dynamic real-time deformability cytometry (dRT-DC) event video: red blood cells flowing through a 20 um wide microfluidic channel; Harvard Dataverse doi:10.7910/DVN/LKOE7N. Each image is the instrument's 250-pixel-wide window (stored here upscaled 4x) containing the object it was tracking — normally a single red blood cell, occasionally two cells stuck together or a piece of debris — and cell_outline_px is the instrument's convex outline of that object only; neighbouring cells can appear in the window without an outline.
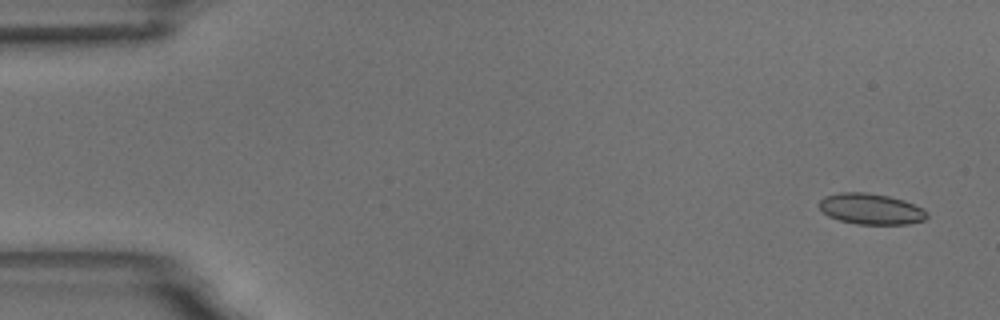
{"species": "common noctule bat (a hibernating species)", "species_latin": "Nyctalus noctula", "temperature_condition": "room temperature", "stored_images_in_passage": 58, "camera_frame_rate_fps": 3000, "um_per_image_px": 0.085, "animal": {"sex": "male", "body_mass_g": 18.8}, "frame": {"image": 1, "passage_image": 3, "time_ms": 0.667, "image_size_px": [1000, 320], "cell_outline_px": [[928, 216], [924, 220], [908, 224], [856, 224], [840, 220], [828, 216], [820, 208], [820, 200], [824, 196], [840, 192], [868, 192], [888, 196], [904, 200], [924, 208], [928, 212]], "centroid_in_image_um": [74.06, 17.75], "position_along_channel_um": 10.9, "area_um2": 19.48}}
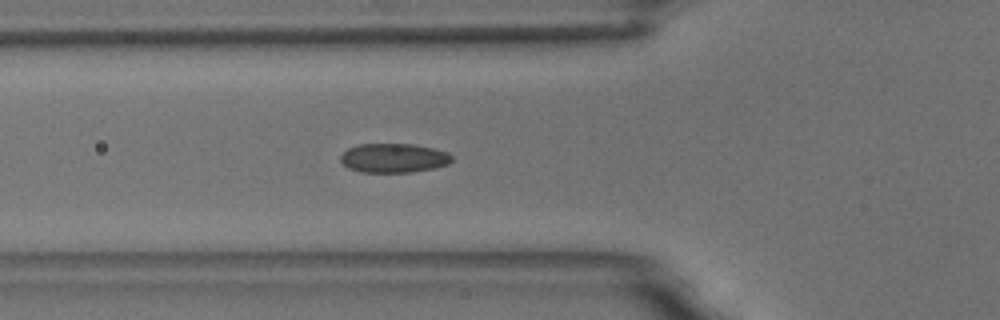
{"frame": {"image": 2, "passage_image": 21, "time_ms": 6.667, "image_size_px": [1000, 320], "cell_outline_px": [[452, 160], [448, 164], [432, 168], [412, 172], [360, 172], [348, 168], [340, 160], [340, 156], [348, 148], [356, 144], [412, 144], [432, 148], [448, 152], [452, 156]], "centroid_in_image_um": [33.44, 13.43], "position_along_channel_um": 92.4, "area_um2": 18.9}}
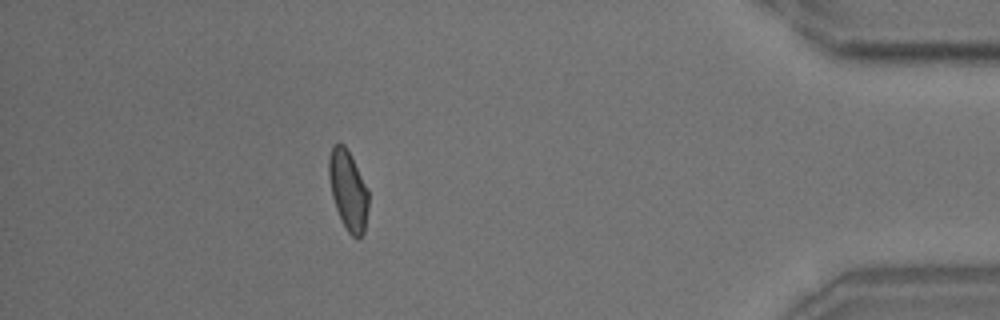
{"frame": {"image": 3, "passage_image": 52, "time_ms": 17.0, "image_size_px": [1000, 320], "cell_outline_px": [[368, 208], [364, 232], [356, 240], [348, 232], [336, 208], [332, 196], [328, 176], [328, 156], [332, 144], [344, 144], [368, 188]], "centroid_in_image_um": [29.58, 16.16], "position_along_channel_um": 405.6, "area_um2": 18.32}, "authors_computed_cell_mechanics": {"area_um2": 18.9006, "velocity_mm_per_s": 3.481, "shape_relaxation_time_tau1_ms": 6.2269, "shape_relaxation_time_tau2_ms": 1.7517, "deformation_change_tau1": 0.1132, "deformation_change_tau2": 0.06}}